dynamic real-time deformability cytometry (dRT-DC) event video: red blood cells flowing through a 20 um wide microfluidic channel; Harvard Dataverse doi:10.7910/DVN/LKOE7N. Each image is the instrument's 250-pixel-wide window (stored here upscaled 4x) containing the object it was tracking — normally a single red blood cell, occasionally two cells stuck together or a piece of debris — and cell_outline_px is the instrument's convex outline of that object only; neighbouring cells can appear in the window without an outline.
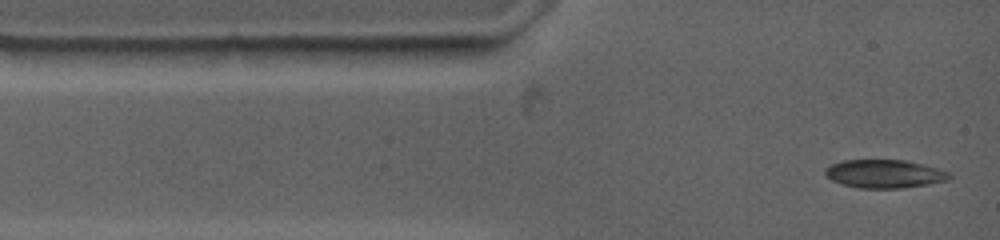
{"species": "common noctule bat (a hibernating species)", "species_latin": "Nyctalus noctula", "temperature_condition": "warm", "stored_images_in_passage": 44, "camera_frame_rate_fps": 4500, "um_per_image_px": 0.085, "animal": {"sex": "female", "body_mass_g": 19.0, "forearm_length_mm": 53.3}, "frame": {"image": 1, "passage_image": 1, "time_ms": 0.0, "image_size_px": [1000, 240], "cell_outline_px": [[952, 176], [944, 180], [924, 184], [896, 188], [860, 188], [844, 184], [832, 180], [824, 172], [832, 164], [840, 160], [904, 160], [924, 164], [940, 168], [952, 172]], "centroid_in_image_um": [75.2, 14.75], "position_along_channel_um": 9.8, "area_um2": 20.17}}
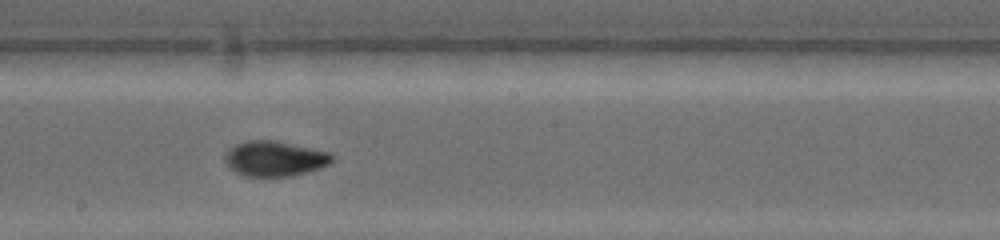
{"frame": {"image": 2, "passage_image": 19, "time_ms": 6.667, "image_size_px": [1000, 240], "cell_outline_px": [[336, 156], [328, 164], [320, 168], [292, 176], [244, 176], [236, 172], [224, 160], [224, 156], [228, 148], [236, 144], [248, 140], [272, 140], [332, 152]], "centroid_in_image_um": [23.37, 13.47], "position_along_channel_um": 224.8, "area_um2": 21.96}}
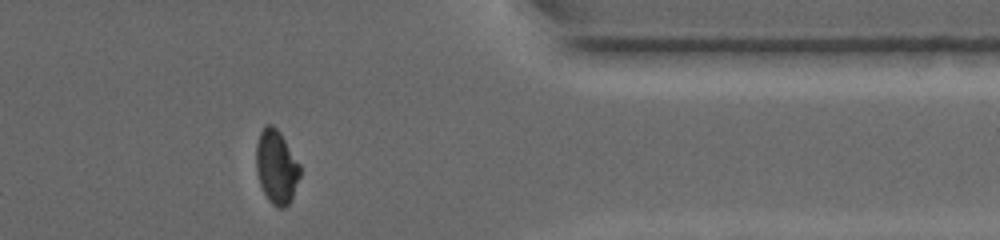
{"frame": {"image": 3, "passage_image": 38, "time_ms": 11.556, "image_size_px": [1000, 240], "cell_outline_px": [[300, 176], [292, 196], [288, 204], [284, 208], [276, 208], [268, 200], [260, 184], [256, 172], [256, 144], [260, 132], [268, 124], [272, 124], [280, 132], [300, 164]], "centroid_in_image_um": [23.49, 14.19], "position_along_channel_um": 387.9, "area_um2": 18.79}, "authors_computed_cell_mechanics": {"area_um2": 20.0277, "velocity_mm_per_s": 3.7199, "shape_relaxation_time_tau1_ms": 6.3948, "shape_relaxation_time_tau2_ms": null, "deformation_change_tau1": 0.2098, "deformation_change_tau2": null}}